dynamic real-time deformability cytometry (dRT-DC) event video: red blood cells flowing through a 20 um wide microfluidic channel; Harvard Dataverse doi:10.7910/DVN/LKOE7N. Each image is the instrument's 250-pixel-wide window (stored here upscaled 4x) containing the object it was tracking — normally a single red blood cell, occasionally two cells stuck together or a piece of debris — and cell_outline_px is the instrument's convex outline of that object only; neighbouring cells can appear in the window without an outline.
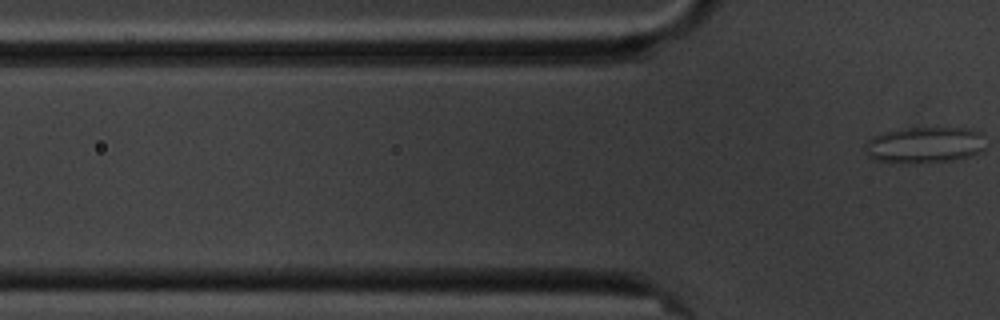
{"species": "common noctule bat (a hibernating species)", "species_latin": "Nyctalus noctula", "temperature_condition": "cold", "stored_images_in_passage": 7, "segment_of_instrument_passage": [2, 2], "camera_frame_rate_fps": 3000, "um_per_image_px": 0.085, "animal": {"sex": "male", "body_mass_g": 20.1, "forearm_length_mm": 53.5}, "frame": {"image": 1, "passage_image": 7, "time_ms": 7.0, "image_size_px": [1000, 320], "cell_outline_px": [[984, 148], [980, 152], [956, 160], [872, 160], [868, 156], [864, 144], [872, 136], [904, 128], [968, 128], [980, 132]], "centroid_in_image_um": [78.6, 12.27], "position_along_channel_um": 47.2, "area_um2": 24.28}}